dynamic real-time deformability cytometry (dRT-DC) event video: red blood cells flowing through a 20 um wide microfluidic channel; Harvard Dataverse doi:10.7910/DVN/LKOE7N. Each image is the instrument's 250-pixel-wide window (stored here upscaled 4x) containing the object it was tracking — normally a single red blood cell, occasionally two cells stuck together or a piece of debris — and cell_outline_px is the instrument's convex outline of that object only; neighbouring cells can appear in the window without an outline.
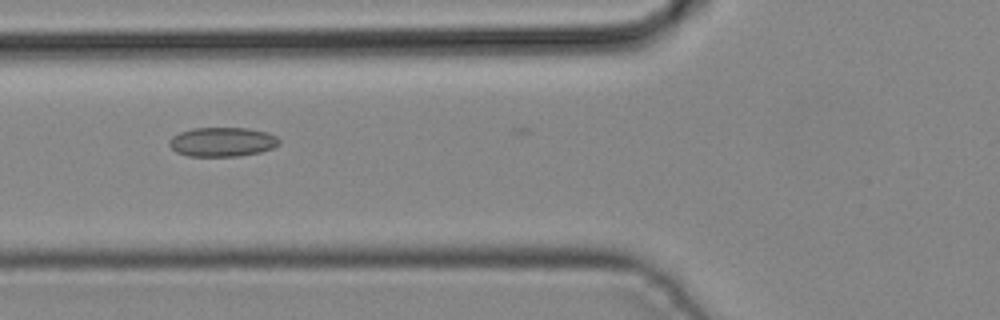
{"species": "common noctule bat (a hibernating species)", "species_latin": "Nyctalus noctula", "temperature_condition": "cold", "stored_images_in_passage": 6, "camera_frame_rate_fps": 3000, "um_per_image_px": 0.085, "animal": {"sex": "male", "body_mass_g": 19.2, "forearm_length_mm": 51.8}, "frame": {"image": 1, "passage_image": 5, "time_ms": 1.333, "image_size_px": [1000, 320], "cell_outline_px": [[280, 144], [272, 148], [260, 152], [240, 156], [188, 156], [176, 152], [168, 144], [172, 136], [180, 132], [192, 128], [248, 128], [268, 132], [276, 136], [280, 140]], "centroid_in_image_um": [18.91, 12.06], "position_along_channel_um": 106.9, "area_um2": 18.84}}
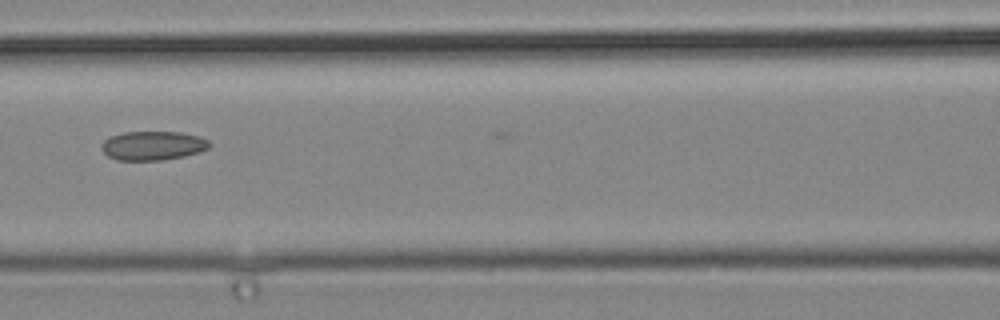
{"frame": {"image": 2, "passage_image": 6, "time_ms": 1.667, "image_size_px": [1000, 320], "cell_outline_px": [[212, 144], [208, 148], [200, 152], [184, 156], [164, 160], [116, 160], [108, 156], [100, 148], [100, 144], [108, 136], [124, 132], [180, 132], [200, 136], [208, 140]], "centroid_in_image_um": [12.98, 12.37], "position_along_channel_um": 153.6, "area_um2": 18.5}}